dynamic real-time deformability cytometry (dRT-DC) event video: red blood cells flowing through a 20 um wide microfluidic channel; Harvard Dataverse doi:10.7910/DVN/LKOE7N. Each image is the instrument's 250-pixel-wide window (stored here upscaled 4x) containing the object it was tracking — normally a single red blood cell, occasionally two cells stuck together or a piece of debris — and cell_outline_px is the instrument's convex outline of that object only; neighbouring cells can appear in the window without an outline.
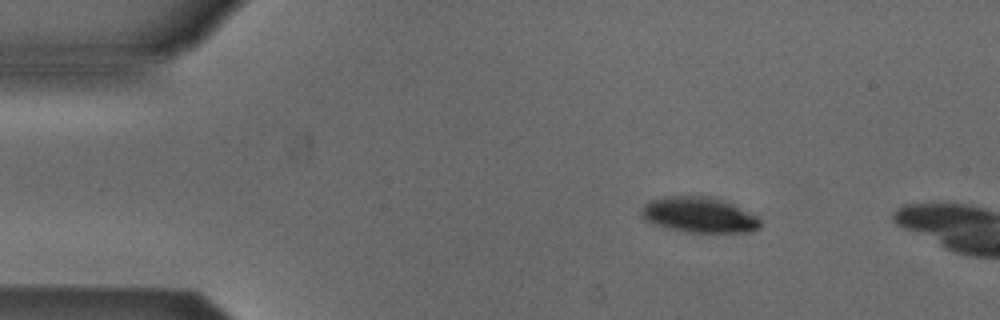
{"species": "Egyptian fruit bat (a non-hibernating species)", "species_latin": "Rousettus aegyptiacus", "temperature_condition": "cold", "stored_images_in_passage": 4, "camera_frame_rate_fps": 3000, "um_per_image_px": 0.085, "animal": {"sex": "male"}, "frame": {"image": 1, "passage_image": 1, "time_ms": 0.0, "image_size_px": [1000, 320], "cell_outline_px": [[760, 228], [752, 232], [684, 232], [652, 224], [644, 220], [640, 216], [640, 208], [648, 200], [664, 196], [712, 196], [724, 200], [756, 216], [760, 220]], "centroid_in_image_um": [59.35, 18.26], "position_along_channel_um": 25.6, "area_um2": 24.91}}